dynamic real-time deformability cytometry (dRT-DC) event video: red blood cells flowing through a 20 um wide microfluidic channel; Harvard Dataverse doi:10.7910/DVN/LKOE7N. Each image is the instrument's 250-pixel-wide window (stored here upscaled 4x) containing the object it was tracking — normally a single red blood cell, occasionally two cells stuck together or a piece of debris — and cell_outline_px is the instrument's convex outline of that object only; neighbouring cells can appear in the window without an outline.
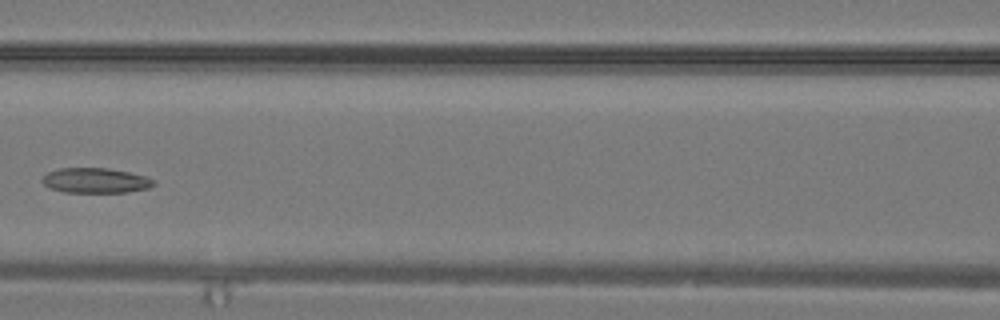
{"species": "common noctule bat (a hibernating species)", "species_latin": "Nyctalus noctula", "temperature_condition": "warm", "stored_images_in_passage": 9, "camera_frame_rate_fps": 3000, "um_per_image_px": 0.085, "animal": {"sex": "male", "body_mass_g": 19.2, "forearm_length_mm": 51.8}, "frame": {"image": 1, "passage_image": 6, "time_ms": 1.667, "image_size_px": [1000, 320], "cell_outline_px": [[156, 184], [148, 188], [124, 192], [64, 192], [48, 188], [40, 180], [48, 172], [60, 168], [108, 168], [128, 172], [144, 176], [156, 180]], "centroid_in_image_um": [8.1, 15.34], "position_along_channel_um": 158.5, "area_um2": 16.24}}
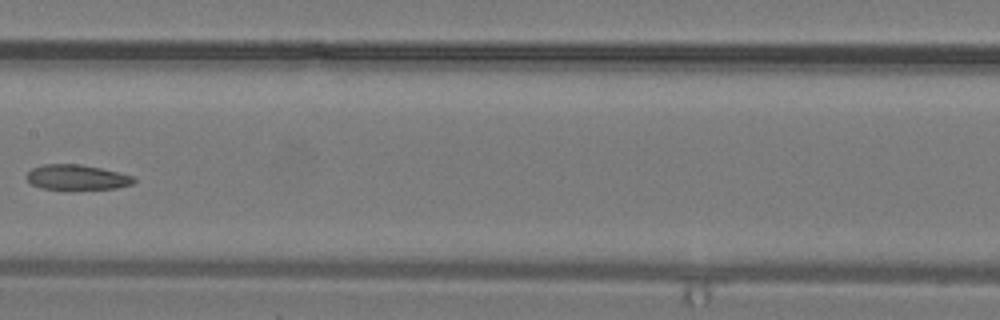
{"frame": {"image": 2, "passage_image": 8, "time_ms": 2.333, "image_size_px": [1000, 320], "cell_outline_px": [[136, 180], [132, 184], [116, 188], [40, 188], [32, 184], [24, 176], [32, 168], [44, 164], [80, 164], [100, 168], [132, 176]], "centroid_in_image_um": [6.49, 15.05], "position_along_channel_um": 200.9, "area_um2": 15.26}}